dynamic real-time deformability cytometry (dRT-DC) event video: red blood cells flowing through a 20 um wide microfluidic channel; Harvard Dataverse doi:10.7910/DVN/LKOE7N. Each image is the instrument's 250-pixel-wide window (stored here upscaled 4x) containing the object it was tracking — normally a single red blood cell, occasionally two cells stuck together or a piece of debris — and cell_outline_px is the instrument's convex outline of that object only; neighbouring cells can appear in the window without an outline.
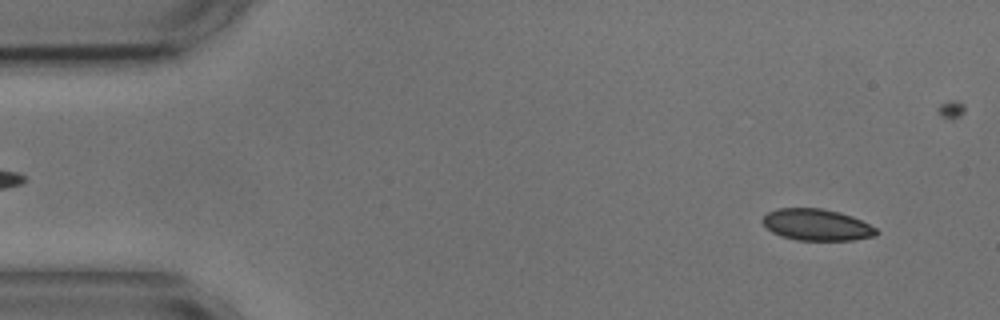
{"species": "common noctule bat (a hibernating species)", "species_latin": "Nyctalus noctula", "temperature_condition": "cold", "stored_images_in_passage": 47, "camera_frame_rate_fps": 3000, "um_per_image_px": 0.085, "animal": {"sex": "male", "body_mass_g": 17.9, "forearm_length_mm": 54.2}, "frame": {"image": 1, "passage_image": 4, "time_ms": 1.0, "image_size_px": [1000, 320], "cell_outline_px": [[880, 232], [876, 236], [852, 240], [796, 240], [780, 236], [772, 232], [760, 220], [768, 212], [776, 208], [820, 208], [840, 212], [852, 216], [876, 228]], "centroid_in_image_um": [69.41, 19.11], "position_along_channel_um": 15.6, "area_um2": 20.98}}
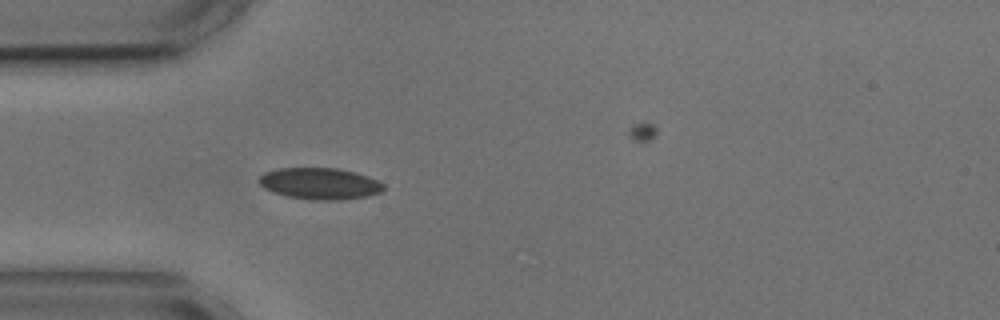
{"frame": {"image": 2, "passage_image": 15, "time_ms": 4.667, "image_size_px": [1000, 320], "cell_outline_px": [[384, 188], [380, 192], [368, 196], [340, 200], [312, 200], [288, 196], [272, 192], [264, 188], [256, 180], [264, 172], [280, 168], [340, 168], [356, 172], [368, 176], [384, 184]], "centroid_in_image_um": [27.17, 15.6], "position_along_channel_um": 57.8, "area_um2": 23.0}}
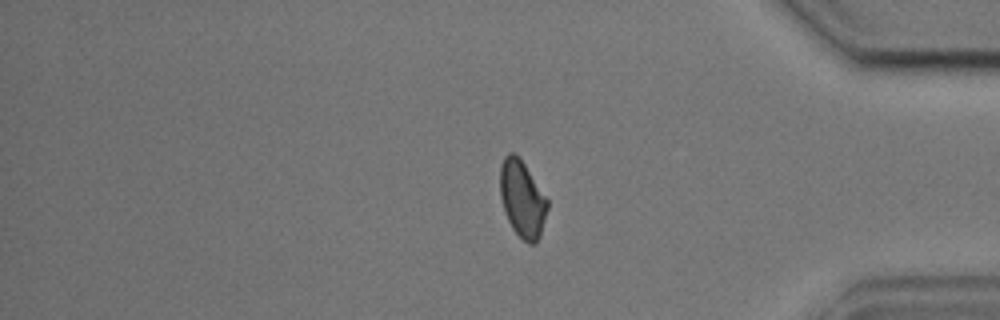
{"frame": {"image": 3, "passage_image": 45, "time_ms": 14.667, "image_size_px": [1000, 320], "cell_outline_px": [[548, 208], [540, 236], [532, 244], [528, 244], [512, 228], [504, 212], [500, 196], [500, 164], [504, 156], [508, 152], [512, 152], [520, 156], [548, 200]], "centroid_in_image_um": [44.37, 16.86], "position_along_channel_um": 390.8, "area_um2": 21.27}}